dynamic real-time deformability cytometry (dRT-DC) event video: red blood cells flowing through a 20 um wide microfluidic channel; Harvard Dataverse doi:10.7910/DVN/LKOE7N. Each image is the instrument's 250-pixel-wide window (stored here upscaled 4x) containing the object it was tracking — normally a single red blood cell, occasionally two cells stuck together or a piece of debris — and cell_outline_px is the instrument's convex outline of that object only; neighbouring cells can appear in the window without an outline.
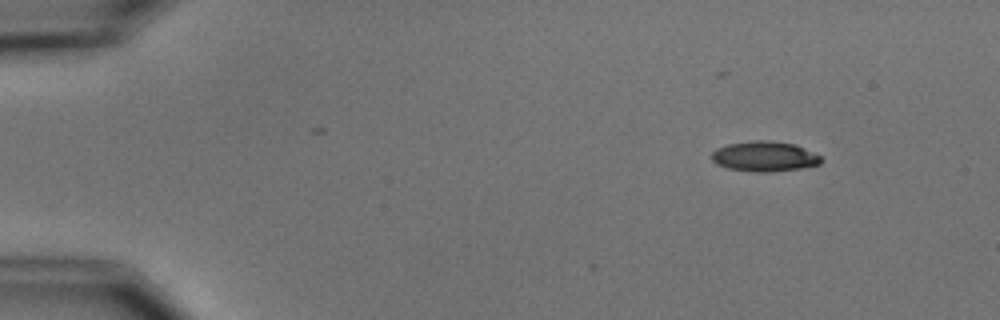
{"species": "common noctule bat (a hibernating species)", "species_latin": "Nyctalus noctula", "temperature_condition": "cold", "stored_images_in_passage": 5, "camera_frame_rate_fps": 3000, "um_per_image_px": 0.085, "animal": {"sex": "male", "body_mass_g": 15.6}, "frame": {"image": 1, "passage_image": 1, "time_ms": 0.0, "image_size_px": [1000, 320], "cell_outline_px": [[820, 164], [800, 168], [768, 172], [756, 172], [728, 168], [716, 164], [712, 160], [712, 152], [716, 148], [728, 144], [752, 140], [768, 140], [792, 144], [804, 148], [820, 156]], "centroid_in_image_um": [64.93, 13.29], "position_along_channel_um": 20.1, "area_um2": 19.02}}
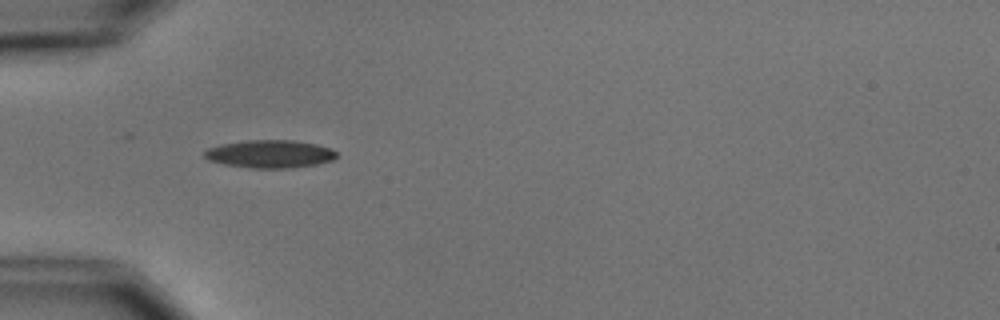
{"frame": {"image": 2, "passage_image": 4, "time_ms": 3.667, "image_size_px": [1000, 320], "cell_outline_px": [[340, 156], [332, 160], [316, 164], [292, 168], [248, 168], [224, 164], [208, 160], [204, 156], [204, 152], [208, 148], [220, 144], [248, 140], [292, 140], [316, 144], [332, 148]], "centroid_in_image_um": [22.96, 13.09], "position_along_channel_um": 62.0, "area_um2": 21.62}}